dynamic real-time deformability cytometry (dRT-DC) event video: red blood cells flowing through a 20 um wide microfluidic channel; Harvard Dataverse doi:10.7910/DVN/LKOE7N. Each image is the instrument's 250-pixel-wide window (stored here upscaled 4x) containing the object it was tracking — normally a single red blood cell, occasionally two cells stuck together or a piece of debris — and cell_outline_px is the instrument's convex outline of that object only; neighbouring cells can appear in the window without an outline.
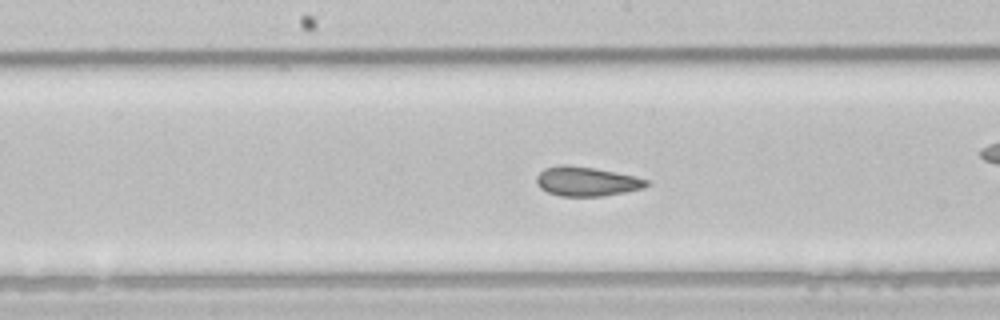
{"species": "common noctule bat (a hibernating species)", "species_latin": "Nyctalus noctula", "temperature_condition": "room temperature", "stored_images_in_passage": 37, "camera_frame_rate_fps": 3000, "um_per_image_px": 0.085, "animal": {"sex": "male", "body_mass_g": 21.5, "forearm_length_mm": 52.0}, "frame": {"image": 1, "passage_image": 11, "time_ms": 3.333, "image_size_px": [1000, 320], "cell_outline_px": [[648, 184], [644, 188], [604, 196], [560, 196], [548, 192], [540, 188], [536, 184], [536, 176], [544, 168], [560, 164], [568, 164], [596, 168], [636, 176], [648, 180]], "centroid_in_image_um": [49.83, 15.41], "position_along_channel_um": 198.4, "area_um2": 19.02}, "authors_computed_cell_mechanics": {"area_um2": 19.4208, "velocity_mm_per_s": 4.0251, "shape_relaxation_time_tau1_ms": null, "shape_relaxation_time_tau2_ms": 1.0553, "deformation_change_tau1": null, "deformation_change_tau2": 0.0625}}